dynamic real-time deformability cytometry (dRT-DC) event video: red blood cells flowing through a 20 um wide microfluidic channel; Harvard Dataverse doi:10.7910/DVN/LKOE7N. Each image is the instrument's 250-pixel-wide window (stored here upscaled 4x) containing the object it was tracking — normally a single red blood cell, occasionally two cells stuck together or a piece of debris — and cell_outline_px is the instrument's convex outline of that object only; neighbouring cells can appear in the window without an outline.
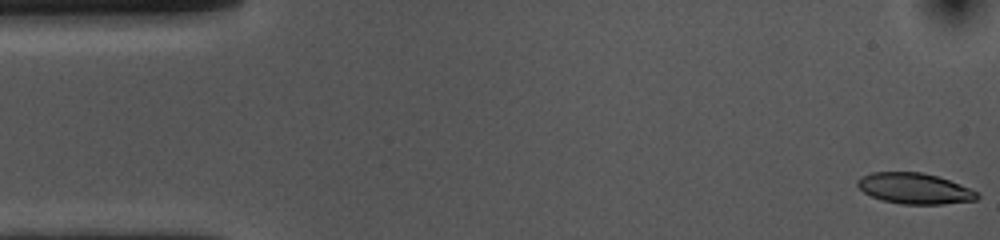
{"species": "common noctule bat (a hibernating species)", "species_latin": "Nyctalus noctula", "temperature_condition": "cold", "stored_images_in_passage": 15, "camera_frame_rate_fps": 3000, "um_per_image_px": 0.085, "animal": {"sex": "female", "body_mass_g": 10.0, "forearm_length_mm": 53.1}, "frame": {"image": 1, "passage_image": 1, "time_ms": 0.0, "image_size_px": [1000, 240], "cell_outline_px": [[980, 196], [976, 200], [944, 204], [900, 204], [880, 200], [864, 192], [856, 184], [856, 180], [860, 176], [872, 172], [924, 172], [960, 184], [980, 192]], "centroid_in_image_um": [77.74, 16.02], "position_along_channel_um": 7.3, "area_um2": 21.68}}
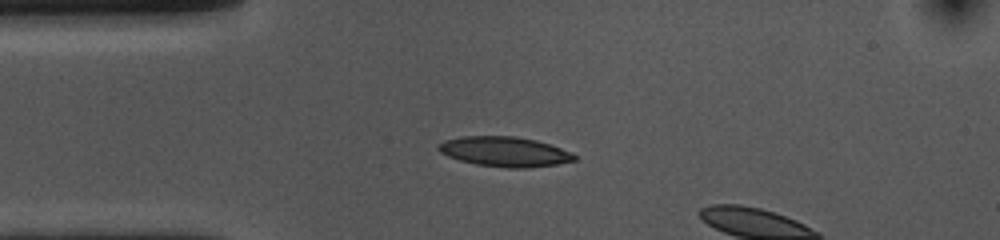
{"frame": {"image": 2, "passage_image": 12, "time_ms": 3.667, "image_size_px": [1000, 240], "cell_outline_px": [[576, 160], [556, 164], [528, 168], [508, 168], [476, 164], [460, 160], [448, 156], [440, 152], [436, 148], [436, 144], [444, 140], [460, 136], [516, 136], [536, 140], [572, 152], [576, 156]], "centroid_in_image_um": [42.86, 12.88], "position_along_channel_um": 42.1, "area_um2": 23.76}}